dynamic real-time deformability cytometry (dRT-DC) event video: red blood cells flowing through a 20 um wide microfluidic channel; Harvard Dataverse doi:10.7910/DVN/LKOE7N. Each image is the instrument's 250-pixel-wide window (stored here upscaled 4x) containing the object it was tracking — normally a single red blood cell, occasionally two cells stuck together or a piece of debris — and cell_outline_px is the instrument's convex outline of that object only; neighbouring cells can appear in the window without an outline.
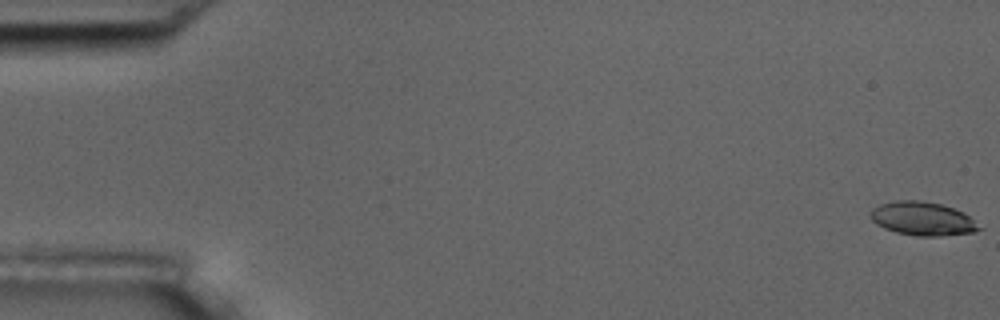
{"species": "common noctule bat (a hibernating species)", "species_latin": "Nyctalus noctula", "temperature_condition": "room temperature", "stored_images_in_passage": 5, "camera_frame_rate_fps": 3000, "um_per_image_px": 0.085, "animal": {"sex": "male", "body_mass_g": 17.5, "forearm_length_mm": 52.3}, "frame": {"image": 1, "passage_image": 1, "time_ms": 0.0, "image_size_px": [1000, 320], "cell_outline_px": [[984, 228], [976, 232], [936, 236], [916, 236], [896, 232], [884, 228], [876, 224], [872, 220], [872, 208], [880, 204], [896, 200], [920, 200], [940, 204], [964, 212]], "centroid_in_image_um": [78.45, 18.59], "position_along_channel_um": 6.5, "area_um2": 21.27}}
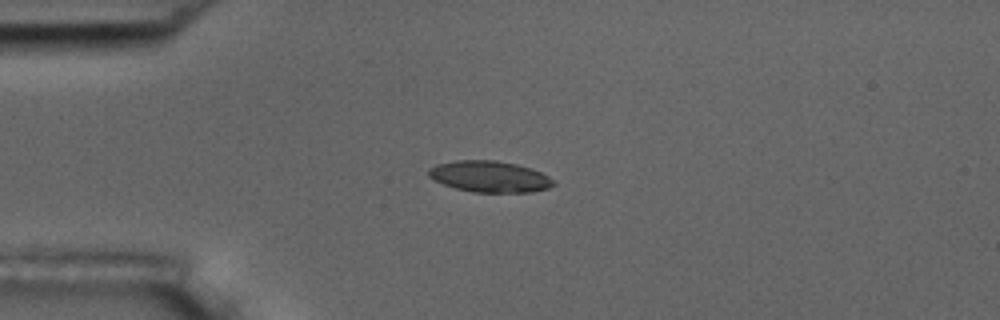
{"frame": {"image": 2, "passage_image": 5, "time_ms": 1.333, "image_size_px": [1000, 320], "cell_outline_px": [[556, 184], [548, 188], [532, 192], [472, 192], [456, 188], [444, 184], [428, 176], [428, 168], [436, 164], [456, 160], [496, 160], [516, 164], [540, 172], [548, 176]], "centroid_in_image_um": [41.6, 15.0], "position_along_channel_um": 43.4, "area_um2": 22.6}}